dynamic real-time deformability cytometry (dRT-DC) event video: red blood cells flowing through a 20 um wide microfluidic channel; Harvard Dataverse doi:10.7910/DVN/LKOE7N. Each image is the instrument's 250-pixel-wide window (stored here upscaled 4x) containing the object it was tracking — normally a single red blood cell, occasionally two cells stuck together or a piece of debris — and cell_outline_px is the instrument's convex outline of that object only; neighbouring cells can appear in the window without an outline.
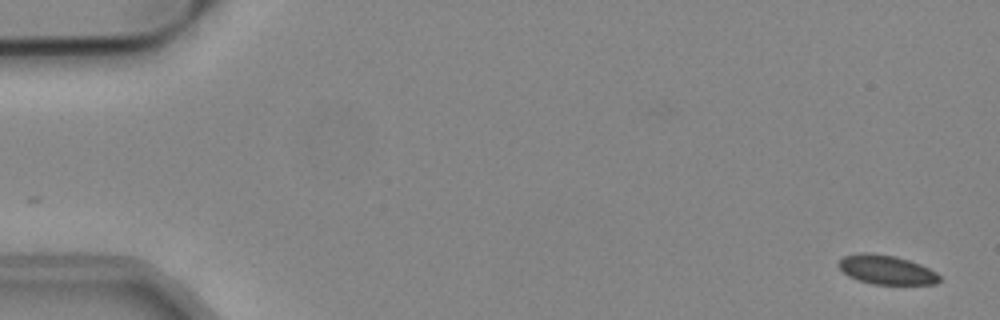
{"species": "common noctule bat (a hibernating species)", "species_latin": "Nyctalus noctula", "temperature_condition": "cold", "stored_images_in_passage": 41, "camera_frame_rate_fps": 3000, "um_per_image_px": 0.085, "animal": {"sex": "male", "body_mass_g": 19.2, "forearm_length_mm": 51.8}, "frame": {"image": 1, "passage_image": 1, "time_ms": 0.0, "image_size_px": [1000, 320], "cell_outline_px": [[940, 280], [936, 284], [872, 284], [856, 280], [848, 276], [836, 264], [844, 256], [860, 252], [868, 252], [896, 256], [920, 264], [936, 272], [940, 276]], "centroid_in_image_um": [75.32, 22.93], "position_along_channel_um": 9.7, "area_um2": 17.22}}
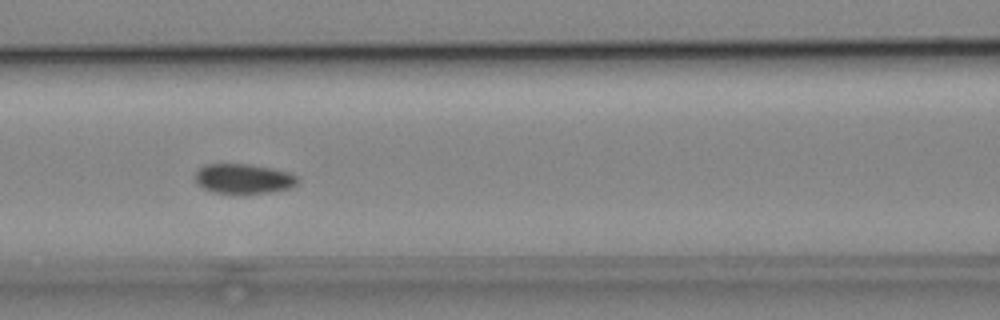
{"frame": {"image": 2, "passage_image": 23, "time_ms": 7.333, "image_size_px": [1000, 320], "cell_outline_px": [[300, 180], [292, 188], [268, 192], [240, 196], [212, 192], [196, 184], [196, 172], [204, 164], [248, 164], [272, 168], [292, 172]], "centroid_in_image_um": [20.72, 15.22], "position_along_channel_um": 145.9, "area_um2": 18.44}}
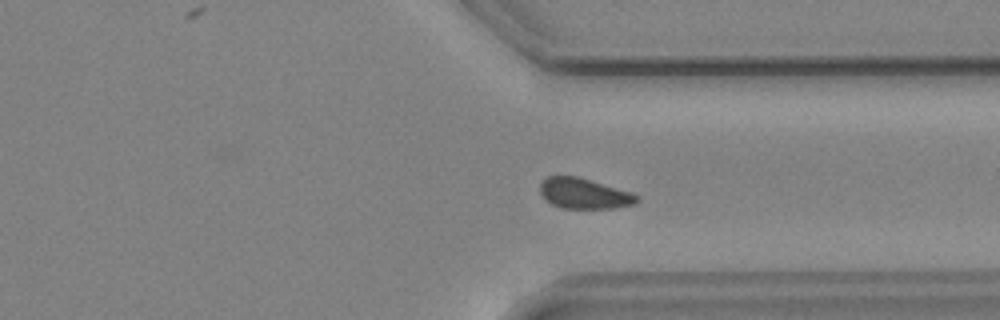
{"frame": {"image": 3, "passage_image": 40, "time_ms": 13.0, "image_size_px": [1000, 320], "cell_outline_px": [[640, 200], [636, 204], [612, 208], [564, 208], [552, 204], [544, 200], [540, 192], [540, 180], [548, 176], [576, 176], [632, 192], [640, 196]], "centroid_in_image_um": [49.65, 16.45], "position_along_channel_um": 361.8, "area_um2": 17.34}}